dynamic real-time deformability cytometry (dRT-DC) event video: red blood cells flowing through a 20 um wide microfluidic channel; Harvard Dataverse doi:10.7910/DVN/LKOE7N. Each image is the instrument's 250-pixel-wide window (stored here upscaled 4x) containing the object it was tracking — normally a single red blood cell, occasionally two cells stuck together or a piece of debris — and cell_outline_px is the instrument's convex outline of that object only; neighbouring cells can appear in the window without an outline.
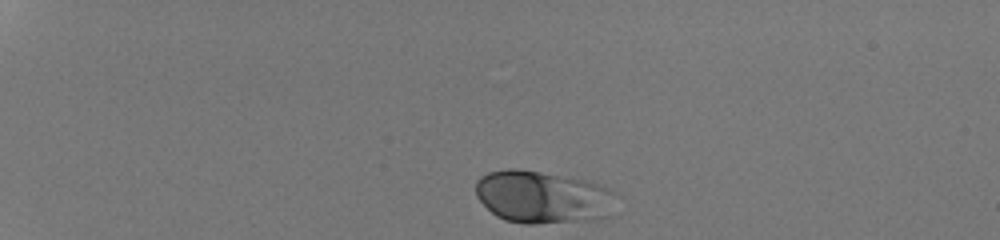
{"species": "human", "species_latin": "Homo sapiens", "temperature_condition": "room temperature", "stored_images_in_passage": 39, "camera_frame_rate_fps": 3000, "um_per_image_px": 0.085, "donor": {"sex": "male"}, "frame": {"image": 1, "passage_image": 1, "time_ms": 0.0, "image_size_px": [1000, 240], "cell_outline_px": [[620, 196], [608, 216], [588, 220], [532, 224], [524, 224], [504, 220], [496, 216], [476, 196], [476, 180], [480, 176], [488, 172], [508, 168], [516, 168], [588, 180], [600, 184], [616, 192]], "centroid_in_image_um": [46.16, 16.74], "position_along_channel_um": 38.8, "area_um2": 43.47}}
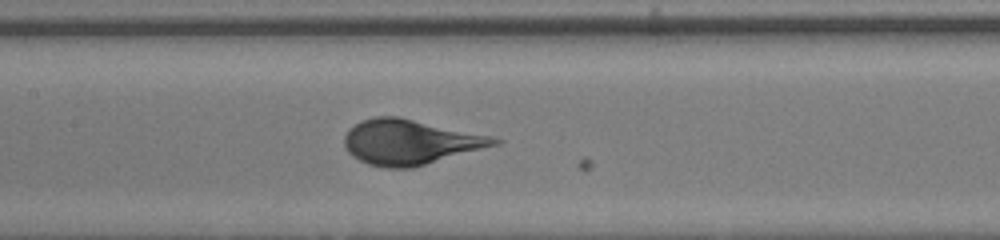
{"frame": {"image": 2, "passage_image": 17, "time_ms": 5.333, "image_size_px": [1000, 240], "cell_outline_px": [[504, 140], [500, 144], [412, 168], [384, 168], [368, 164], [352, 156], [344, 148], [344, 136], [348, 128], [360, 120], [376, 116], [396, 116], [496, 136]], "centroid_in_image_um": [34.87, 12.07], "position_along_channel_um": 172.5, "area_um2": 39.77}}
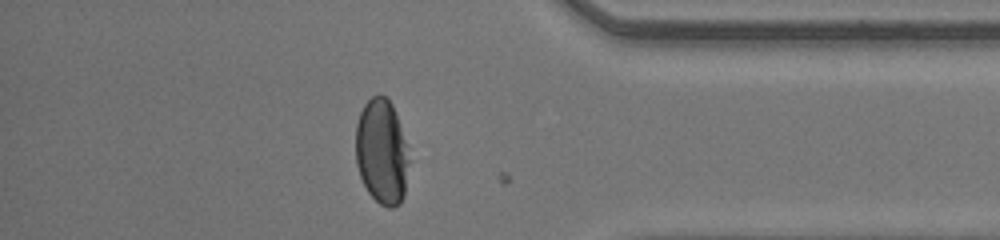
{"frame": {"image": 3, "passage_image": 34, "time_ms": 11.0, "image_size_px": [1000, 240], "cell_outline_px": [[408, 164], [404, 196], [400, 204], [392, 208], [388, 208], [380, 204], [368, 192], [360, 176], [356, 164], [356, 124], [360, 112], [364, 104], [372, 96], [380, 92], [392, 104], [404, 140], [408, 160]], "centroid_in_image_um": [32.42, 12.91], "position_along_channel_um": 402.8, "area_um2": 32.37}}